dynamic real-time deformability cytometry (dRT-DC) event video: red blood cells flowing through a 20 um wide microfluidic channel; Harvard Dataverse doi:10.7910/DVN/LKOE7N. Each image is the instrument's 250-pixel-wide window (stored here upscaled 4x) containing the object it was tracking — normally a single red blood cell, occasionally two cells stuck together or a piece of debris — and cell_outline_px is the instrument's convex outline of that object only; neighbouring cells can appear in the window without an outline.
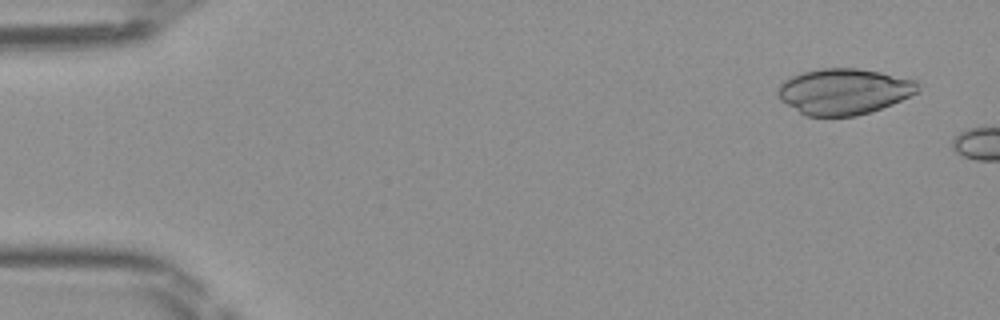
{"species": "Egyptian fruit bat (a non-hibernating species)", "species_latin": "Rousettus aegyptiacus", "temperature_condition": "room temperature", "stored_images_in_passage": 7, "camera_frame_rate_fps": 3000, "um_per_image_px": 0.085, "frame": {"image": 1, "passage_image": 3, "time_ms": 0.667, "image_size_px": [1000, 320], "cell_outline_px": [[920, 88], [916, 92], [892, 104], [856, 116], [804, 116], [780, 100], [776, 92], [780, 84], [784, 80], [792, 76], [804, 72], [824, 68], [856, 68], [880, 72], [916, 80]], "centroid_in_image_um": [71.69, 7.77], "position_along_channel_um": 13.3, "area_um2": 37.28}}